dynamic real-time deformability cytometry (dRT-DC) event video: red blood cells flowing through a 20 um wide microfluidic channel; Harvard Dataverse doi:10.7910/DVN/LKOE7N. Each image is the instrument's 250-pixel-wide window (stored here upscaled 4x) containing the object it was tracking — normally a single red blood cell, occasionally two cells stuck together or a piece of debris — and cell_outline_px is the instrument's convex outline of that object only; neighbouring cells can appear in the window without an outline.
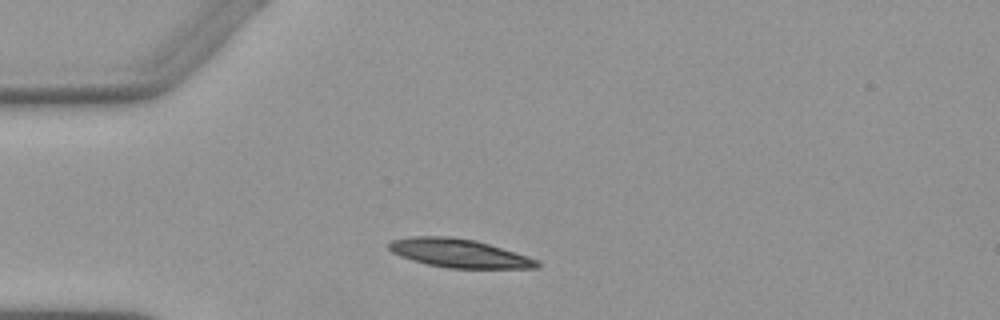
{"species": "Egyptian fruit bat (a non-hibernating species)", "species_latin": "Rousettus aegyptiacus", "temperature_condition": "warm", "stored_images_in_passage": 3, "camera_frame_rate_fps": 3000, "um_per_image_px": 0.085, "animal": {"sex": "female"}, "frame": {"image": 1, "passage_image": 1, "time_ms": 0.0, "image_size_px": [1000, 320], "cell_outline_px": [[540, 268], [448, 268], [428, 264], [412, 260], [400, 256], [392, 252], [388, 248], [388, 244], [392, 240], [412, 236], [448, 236], [476, 240], [536, 260], [540, 264]], "centroid_in_image_um": [38.95, 21.52], "position_along_channel_um": 46.0, "area_um2": 24.28}}
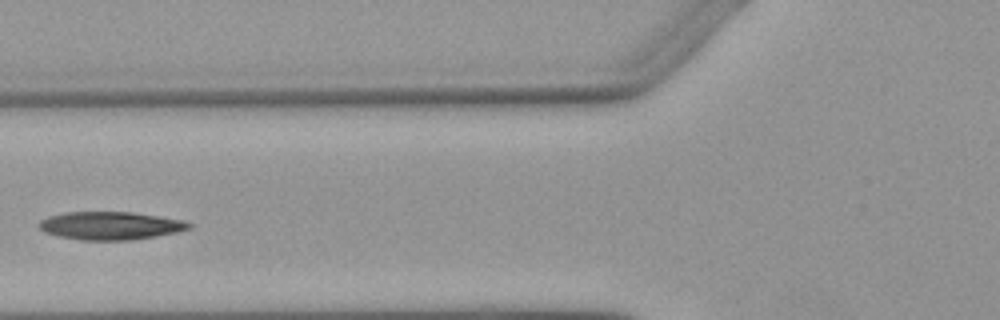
{"frame": {"image": 2, "passage_image": 3, "time_ms": 2.333, "image_size_px": [1000, 320], "cell_outline_px": [[192, 228], [176, 232], [156, 236], [128, 240], [80, 240], [60, 236], [44, 232], [40, 228], [40, 220], [48, 216], [64, 212], [132, 212], [184, 220], [192, 224]], "centroid_in_image_um": [9.39, 19.18], "position_along_channel_um": 116.4, "area_um2": 24.39}}